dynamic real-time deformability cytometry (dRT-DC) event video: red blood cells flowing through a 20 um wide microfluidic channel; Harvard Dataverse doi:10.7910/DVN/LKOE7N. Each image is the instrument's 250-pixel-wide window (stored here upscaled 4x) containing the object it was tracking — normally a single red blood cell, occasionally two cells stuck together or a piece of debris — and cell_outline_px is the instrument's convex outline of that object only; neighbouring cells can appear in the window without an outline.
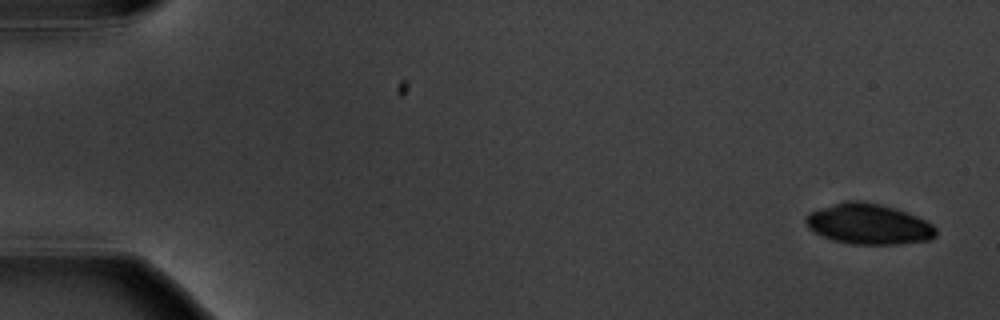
{"species": "common noctule bat (a hibernating species)", "species_latin": "Nyctalus noctula", "temperature_condition": "warm", "stored_images_in_passage": 7, "camera_frame_rate_fps": 3000, "um_per_image_px": 0.085, "animal": {"sex": "male", "body_mass_g": 20.1, "forearm_length_mm": 53.5}, "frame": {"image": 1, "passage_image": 1, "time_ms": 0.0, "image_size_px": [1000, 320], "cell_outline_px": [[936, 236], [932, 240], [896, 244], [852, 244], [832, 240], [808, 228], [804, 220], [808, 212], [844, 200], [860, 200], [880, 204], [896, 208], [916, 216], [932, 224], [936, 228]], "centroid_in_image_um": [73.83, 19.03], "position_along_channel_um": 11.2, "area_um2": 30.87}}